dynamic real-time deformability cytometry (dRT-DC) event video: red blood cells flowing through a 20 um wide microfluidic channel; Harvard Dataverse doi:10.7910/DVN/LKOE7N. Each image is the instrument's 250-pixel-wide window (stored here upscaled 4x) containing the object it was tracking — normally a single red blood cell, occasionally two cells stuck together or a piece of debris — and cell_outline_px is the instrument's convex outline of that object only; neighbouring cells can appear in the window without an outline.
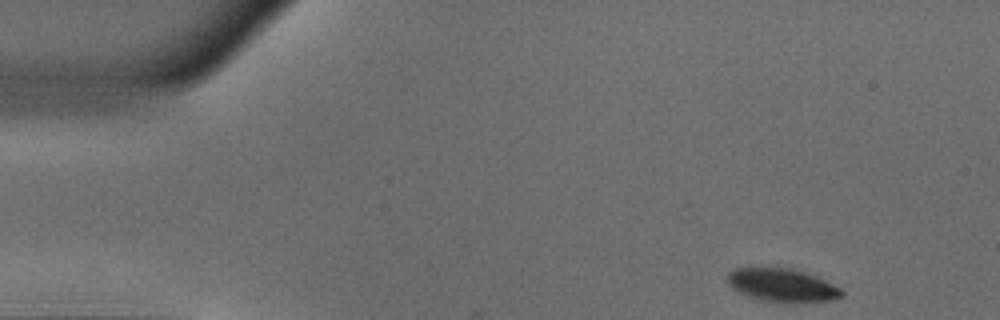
{"species": "common noctule bat (a hibernating species)", "species_latin": "Nyctalus noctula", "temperature_condition": "warm", "stored_images_in_passage": 47, "camera_frame_rate_fps": 3000, "um_per_image_px": 0.085, "animal": {"sex": "male", "body_mass_g": 18.8}, "frame": {"image": 1, "passage_image": 1, "time_ms": 0.0, "image_size_px": [1000, 320], "cell_outline_px": [[844, 296], [832, 300], [768, 300], [748, 296], [732, 288], [728, 284], [728, 272], [736, 268], [788, 268], [804, 272], [816, 276], [840, 288], [844, 292]], "centroid_in_image_um": [66.47, 24.2], "position_along_channel_um": 18.5, "area_um2": 21.1}}
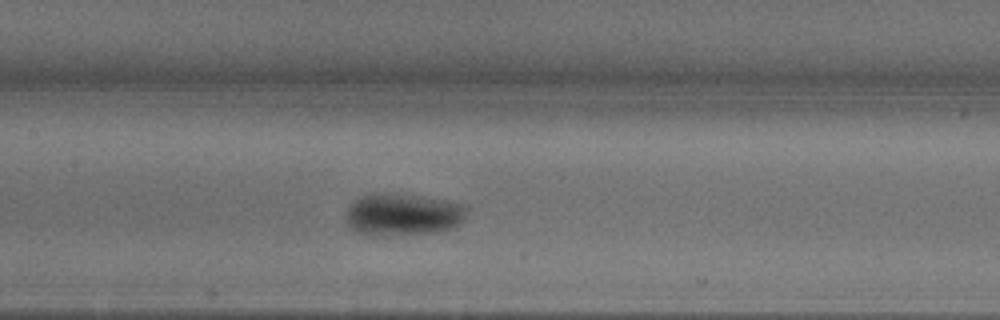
{"frame": {"image": 2, "passage_image": 20, "time_ms": 6.333, "image_size_px": [1000, 320], "cell_outline_px": [[468, 208], [464, 220], [460, 224], [452, 228], [436, 232], [360, 232], [352, 228], [348, 224], [344, 216], [348, 204], [360, 196], [372, 192], [384, 192], [468, 204]], "centroid_in_image_um": [34.26, 18.16], "position_along_channel_um": 173.1, "area_um2": 28.78}}
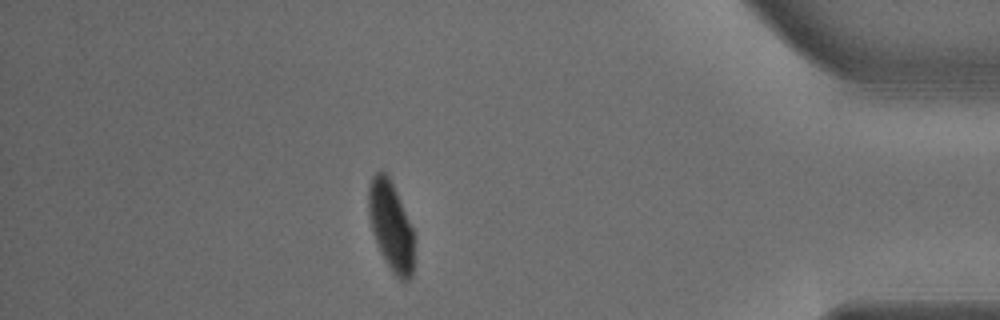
{"frame": {"image": 3, "passage_image": 41, "time_ms": 13.333, "image_size_px": [1000, 320], "cell_outline_px": [[416, 240], [412, 276], [408, 280], [400, 280], [392, 272], [380, 252], [372, 232], [368, 216], [368, 188], [372, 176], [376, 172], [384, 172], [388, 176], [416, 232]], "centroid_in_image_um": [33.26, 19.25], "position_along_channel_um": 401.9, "area_um2": 24.28}, "authors_computed_cell_mechanics": {"area_um2": 26.5302, "velocity_mm_per_s": 3.8599, "shape_relaxation_time_tau1_ms": 4.4331, "shape_relaxation_time_tau2_ms": null, "deformation_change_tau1": 0.1895, "deformation_change_tau2": null}}